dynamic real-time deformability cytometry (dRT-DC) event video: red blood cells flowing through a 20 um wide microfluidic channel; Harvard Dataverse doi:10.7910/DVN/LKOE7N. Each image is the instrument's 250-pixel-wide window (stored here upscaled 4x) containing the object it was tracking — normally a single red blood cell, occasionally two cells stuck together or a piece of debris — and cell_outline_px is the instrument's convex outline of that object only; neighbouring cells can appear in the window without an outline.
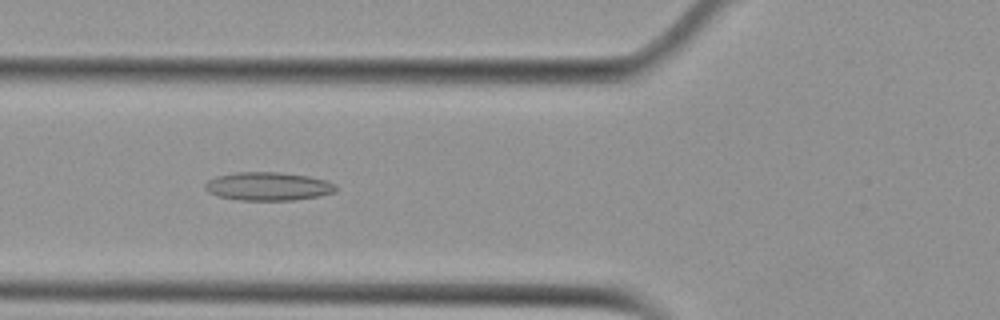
{"species": "Egyptian fruit bat (a non-hibernating species)", "species_latin": "Rousettus aegyptiacus", "temperature_condition": "cold", "stored_images_in_passage": 20, "camera_frame_rate_fps": 3000, "um_per_image_px": 0.085, "animal": {"sex": "female"}, "frame": {"image": 1, "passage_image": 20, "time_ms": 6.333, "image_size_px": [1000, 320], "cell_outline_px": [[336, 192], [320, 196], [292, 200], [236, 200], [220, 196], [208, 192], [204, 188], [204, 184], [208, 180], [216, 176], [236, 172], [276, 172], [308, 176], [328, 180], [336, 184]], "centroid_in_image_um": [22.8, 15.84], "position_along_channel_um": 103.0, "area_um2": 21.73}}